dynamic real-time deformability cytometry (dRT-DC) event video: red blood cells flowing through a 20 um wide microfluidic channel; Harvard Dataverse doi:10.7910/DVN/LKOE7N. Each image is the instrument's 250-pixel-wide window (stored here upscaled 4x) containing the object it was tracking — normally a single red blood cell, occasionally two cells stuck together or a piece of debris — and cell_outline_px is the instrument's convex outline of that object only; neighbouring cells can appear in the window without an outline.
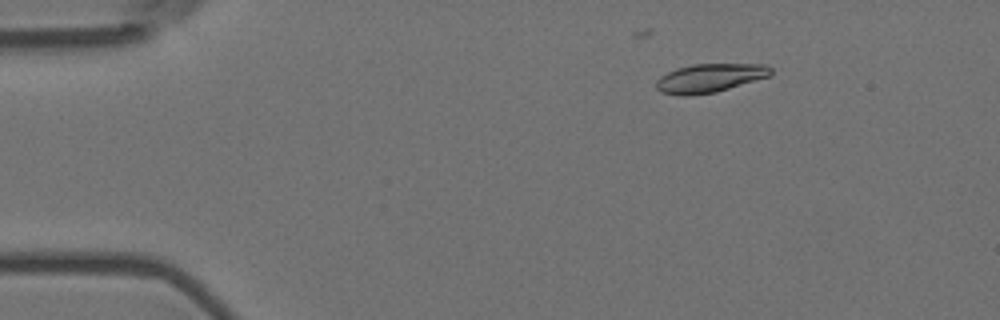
{"species": "Egyptian fruit bat (a non-hibernating species)", "species_latin": "Rousettus aegyptiacus", "temperature_condition": "room temperature", "stored_images_in_passage": 6, "camera_frame_rate_fps": 3000, "um_per_image_px": 0.085, "animal": {"sex": "female"}, "frame": {"image": 1, "passage_image": 3, "time_ms": 0.667, "image_size_px": [1000, 320], "cell_outline_px": [[772, 72], [768, 76], [716, 92], [688, 96], [680, 96], [660, 92], [656, 88], [656, 80], [660, 76], [676, 68], [692, 64], [764, 64], [772, 68]], "centroid_in_image_um": [60.27, 6.63], "position_along_channel_um": 24.7, "area_um2": 19.13}}
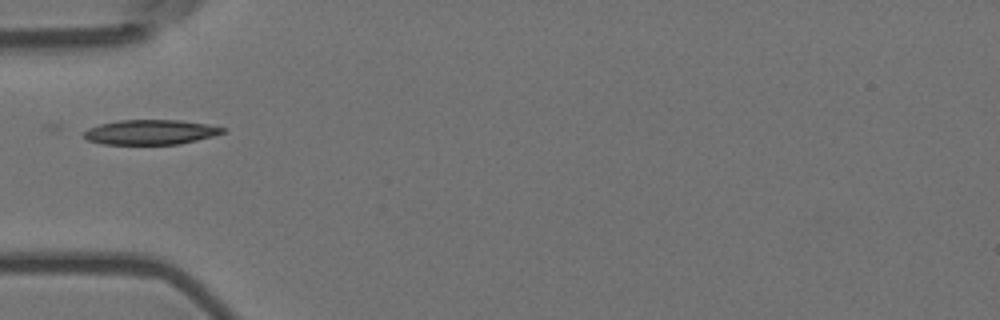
{"frame": {"image": 2, "passage_image": 6, "time_ms": 1.667, "image_size_px": [1000, 320], "cell_outline_px": [[224, 132], [212, 136], [180, 144], [104, 144], [88, 140], [84, 136], [84, 132], [88, 128], [100, 124], [120, 120], [180, 120], [208, 124], [224, 128]], "centroid_in_image_um": [12.79, 11.23], "position_along_channel_um": 72.2, "area_um2": 19.88}}